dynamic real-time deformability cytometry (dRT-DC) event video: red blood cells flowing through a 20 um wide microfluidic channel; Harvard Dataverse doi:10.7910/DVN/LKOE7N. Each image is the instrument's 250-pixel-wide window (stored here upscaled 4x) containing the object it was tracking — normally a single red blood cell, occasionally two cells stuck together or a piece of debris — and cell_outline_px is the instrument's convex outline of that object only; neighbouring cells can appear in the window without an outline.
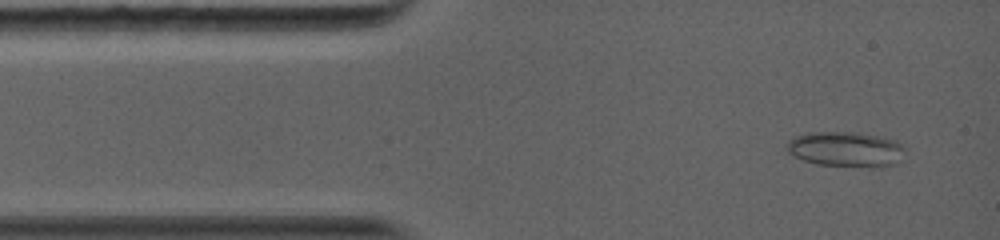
{"species": "common noctule bat (a hibernating species)", "species_latin": "Nyctalus noctula", "temperature_condition": "warm", "stored_images_in_passage": 79, "camera_frame_rate_fps": 5000, "um_per_image_px": 0.085, "animal": {"sex": "female", "body_mass_g": 19.0, "forearm_length_mm": 56.7}, "frame": {"image": 1, "passage_image": 4, "time_ms": 0.6, "image_size_px": [1000, 240], "cell_outline_px": [[904, 148], [896, 164], [880, 168], [816, 164], [804, 160], [788, 152], [784, 148], [788, 140], [796, 136], [808, 132], [856, 132], [896, 140]], "centroid_in_image_um": [71.86, 12.69], "position_along_channel_um": 13.1, "area_um2": 24.22}}
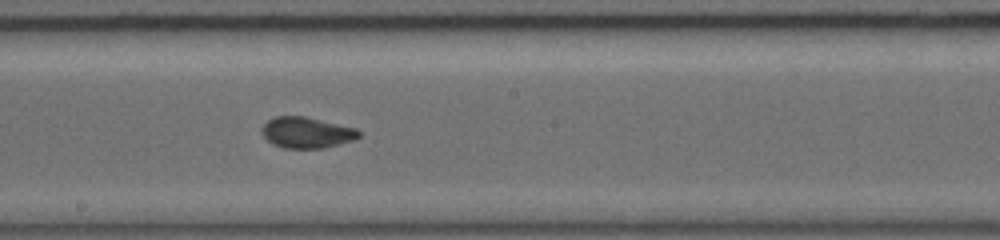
{"frame": {"image": 2, "passage_image": 39, "time_ms": 7.0, "image_size_px": [1000, 240], "cell_outline_px": [[360, 136], [356, 140], [324, 148], [284, 148], [272, 144], [260, 132], [260, 128], [272, 116], [304, 116], [356, 128], [360, 132]], "centroid_in_image_um": [26.05, 11.27], "position_along_channel_um": 222.1, "area_um2": 17.69}}
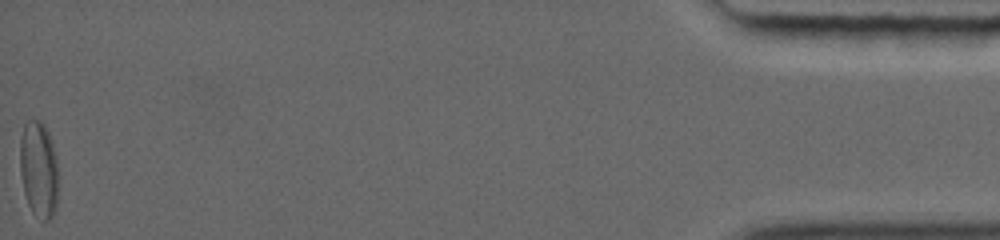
{"frame": {"image": 3, "passage_image": 79, "time_ms": 15.6, "image_size_px": [1000, 240], "cell_outline_px": [[56, 208], [52, 216], [48, 220], [44, 220], [32, 212], [28, 204], [24, 192], [20, 172], [20, 136], [24, 124], [28, 120], [40, 120], [44, 124], [48, 132], [52, 144], [56, 160]], "centroid_in_image_um": [3.26, 14.36], "position_along_channel_um": 431.9, "area_um2": 21.21}, "authors_computed_cell_mechanics": {"area_um2": 18.496, "velocity_mm_per_s": 4.0853, "shape_relaxation_time_tau1_ms": 8.4919, "shape_relaxation_time_tau2_ms": 1.1863, "deformation_change_tau1": 0.1794, "deformation_change_tau2": 0.0426}}